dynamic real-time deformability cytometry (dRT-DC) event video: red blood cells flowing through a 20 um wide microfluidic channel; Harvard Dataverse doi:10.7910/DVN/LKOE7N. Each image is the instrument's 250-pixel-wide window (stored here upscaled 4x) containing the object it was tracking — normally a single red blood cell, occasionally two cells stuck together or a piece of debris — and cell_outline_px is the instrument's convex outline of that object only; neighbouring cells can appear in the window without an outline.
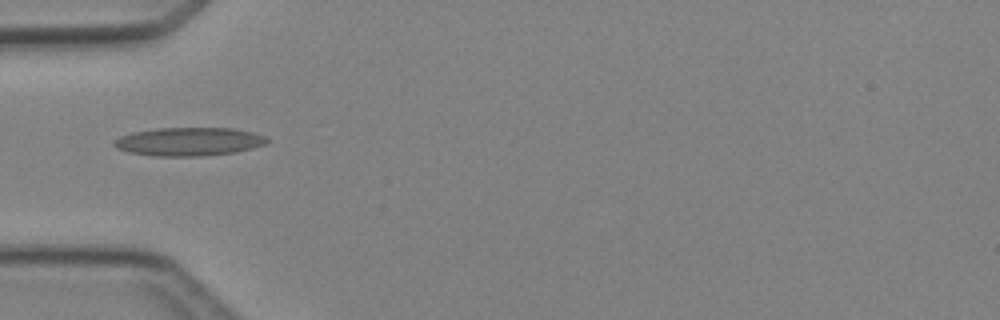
{"species": "Egyptian fruit bat (a non-hibernating species)", "species_latin": "Rousettus aegyptiacus", "temperature_condition": "cold", "stored_images_in_passage": 5, "camera_frame_rate_fps": 3000, "um_per_image_px": 0.085, "animal": {"sex": "female"}, "frame": {"image": 1, "passage_image": 5, "time_ms": 5.333, "image_size_px": [1000, 320], "cell_outline_px": [[268, 144], [236, 152], [200, 156], [156, 156], [128, 152], [116, 148], [112, 144], [120, 136], [132, 132], [156, 128], [232, 128], [252, 132], [264, 136], [268, 140]], "centroid_in_image_um": [16.05, 12.03], "position_along_channel_um": 68.9, "area_um2": 25.32}}